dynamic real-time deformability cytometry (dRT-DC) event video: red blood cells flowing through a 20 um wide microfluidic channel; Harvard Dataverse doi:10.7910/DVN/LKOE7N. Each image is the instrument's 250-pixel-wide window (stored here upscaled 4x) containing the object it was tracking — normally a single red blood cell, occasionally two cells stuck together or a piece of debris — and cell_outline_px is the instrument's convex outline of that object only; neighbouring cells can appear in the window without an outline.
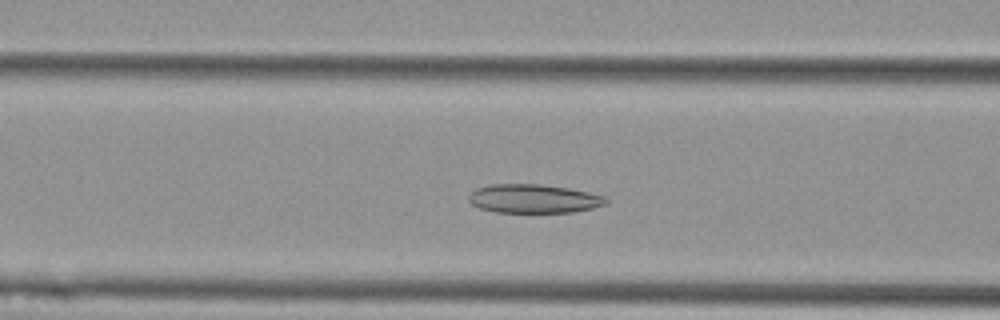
{"species": "Egyptian fruit bat (a non-hibernating species)", "species_latin": "Rousettus aegyptiacus", "temperature_condition": "cold", "stored_images_in_passage": 47, "camera_frame_rate_fps": 3000, "um_per_image_px": 0.085, "animal": {"sex": "female"}, "frame": {"image": 1, "passage_image": 15, "time_ms": 4.667, "image_size_px": [1000, 320], "cell_outline_px": [[608, 200], [604, 204], [592, 208], [572, 212], [496, 212], [480, 208], [472, 204], [468, 200], [468, 196], [476, 188], [492, 184], [540, 184], [568, 188], [588, 192], [604, 196]], "centroid_in_image_um": [45.33, 16.88], "position_along_channel_um": 121.3, "area_um2": 22.83}}
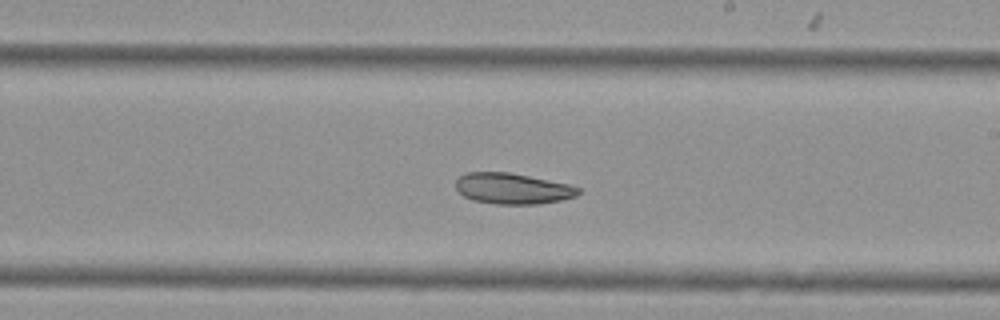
{"frame": {"image": 2, "passage_image": 25, "time_ms": 8.0, "image_size_px": [1000, 320], "cell_outline_px": [[580, 192], [576, 196], [560, 200], [536, 204], [496, 204], [472, 200], [464, 196], [456, 188], [456, 180], [460, 176], [468, 172], [508, 172], [568, 184], [580, 188]], "centroid_in_image_um": [43.55, 16.03], "position_along_channel_um": 245.4, "area_um2": 21.85}}
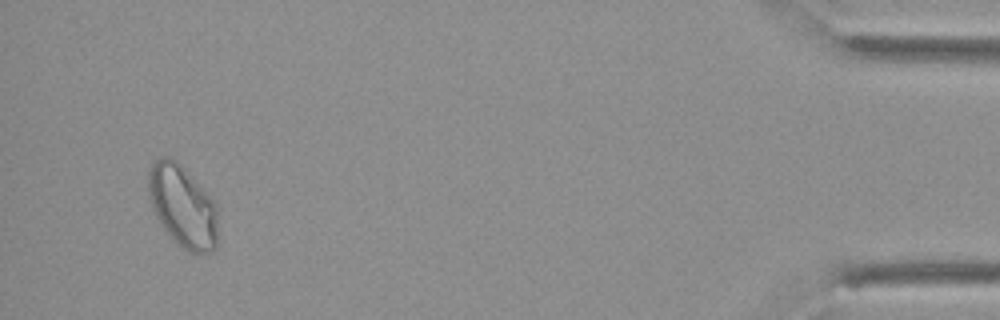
{"frame": {"image": 3, "passage_image": 45, "time_ms": 14.667, "image_size_px": [1000, 320], "cell_outline_px": [[216, 248], [212, 252], [196, 256], [188, 252], [168, 236], [160, 224], [152, 208], [148, 196], [148, 168], [152, 160], [160, 156], [168, 156], [176, 160], [216, 200]], "centroid_in_image_um": [15.5, 17.53], "position_along_channel_um": 419.7, "area_um2": 34.1}, "authors_computed_cell_mechanics": {"area_um2": 25.143, "velocity_mm_per_s": 3.7453, "shape_relaxation_time_tau1_ms": 9.0362, "shape_relaxation_time_tau2_ms": 6.9996, "deformation_change_tau1": 0.127, "deformation_change_tau2": 0.1165}}